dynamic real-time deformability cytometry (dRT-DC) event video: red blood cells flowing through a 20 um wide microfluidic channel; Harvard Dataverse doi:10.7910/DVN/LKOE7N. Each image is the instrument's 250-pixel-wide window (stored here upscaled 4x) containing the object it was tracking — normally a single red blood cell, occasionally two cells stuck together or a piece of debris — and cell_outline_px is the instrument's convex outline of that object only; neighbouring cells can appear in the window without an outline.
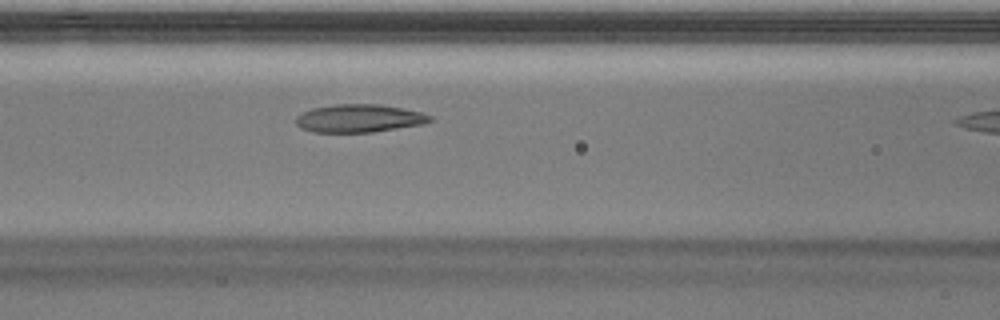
{"species": "Egyptian fruit bat (a non-hibernating species)", "species_latin": "Rousettus aegyptiacus", "temperature_condition": "warm", "stored_images_in_passage": 11, "camera_frame_rate_fps": 3000, "um_per_image_px": 0.085, "animal": {"sex": "male"}, "frame": {"image": 1, "passage_image": 10, "time_ms": 3.0, "image_size_px": [1000, 320], "cell_outline_px": [[432, 120], [424, 124], [372, 132], [312, 132], [300, 128], [296, 124], [296, 116], [312, 108], [336, 104], [380, 104], [420, 112], [432, 116]], "centroid_in_image_um": [30.51, 10.06], "position_along_channel_um": 136.1, "area_um2": 21.79}}